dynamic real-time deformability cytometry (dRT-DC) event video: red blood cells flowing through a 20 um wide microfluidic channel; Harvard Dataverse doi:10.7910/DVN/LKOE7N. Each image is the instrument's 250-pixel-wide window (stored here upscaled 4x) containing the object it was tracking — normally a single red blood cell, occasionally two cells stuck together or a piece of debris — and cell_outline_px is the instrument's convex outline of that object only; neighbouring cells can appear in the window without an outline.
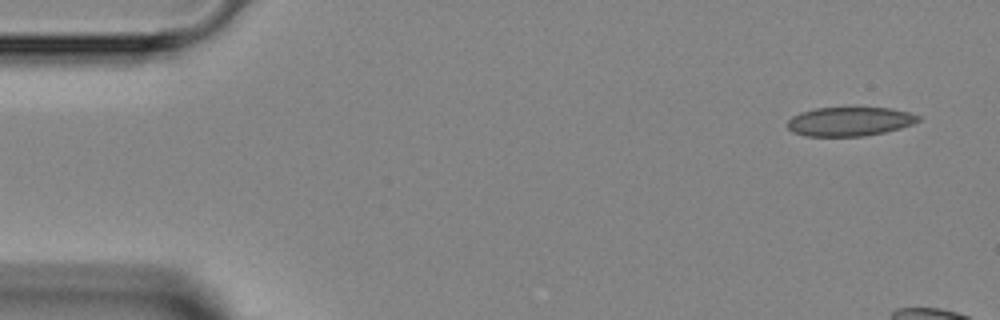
{"species": "Egyptian fruit bat (a non-hibernating species)", "species_latin": "Rousettus aegyptiacus", "temperature_condition": "room temperature", "stored_images_in_passage": 6, "camera_frame_rate_fps": 3000, "um_per_image_px": 0.085, "animal": {"sex": "female"}, "frame": {"image": 1, "passage_image": 1, "time_ms": 0.0, "image_size_px": [1000, 320], "cell_outline_px": [[924, 120], [900, 128], [884, 132], [864, 136], [804, 136], [792, 132], [788, 128], [788, 120], [792, 116], [800, 112], [816, 108], [852, 104], [892, 108], [908, 112], [920, 116]], "centroid_in_image_um": [72.25, 10.27], "position_along_channel_um": 12.8, "area_um2": 23.29}}